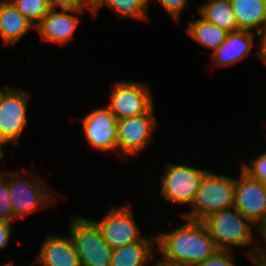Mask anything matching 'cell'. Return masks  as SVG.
<instances>
[{"label": "cell", "instance_id": "obj_1", "mask_svg": "<svg viewBox=\"0 0 266 266\" xmlns=\"http://www.w3.org/2000/svg\"><path fill=\"white\" fill-rule=\"evenodd\" d=\"M185 220L183 225L156 235V250L163 256L155 262L197 266L218 250L203 221Z\"/></svg>", "mask_w": 266, "mask_h": 266}, {"label": "cell", "instance_id": "obj_2", "mask_svg": "<svg viewBox=\"0 0 266 266\" xmlns=\"http://www.w3.org/2000/svg\"><path fill=\"white\" fill-rule=\"evenodd\" d=\"M206 225L211 238L218 250L234 251V246L253 247L247 249L245 255L252 257L256 254L257 244L254 242L258 240L255 238V225L247 218H245L235 207L224 209L210 214L203 220ZM252 225L254 227H252Z\"/></svg>", "mask_w": 266, "mask_h": 266}, {"label": "cell", "instance_id": "obj_3", "mask_svg": "<svg viewBox=\"0 0 266 266\" xmlns=\"http://www.w3.org/2000/svg\"><path fill=\"white\" fill-rule=\"evenodd\" d=\"M235 179L208 171L194 200L191 210L182 213L185 219L203 221L210 214L234 207Z\"/></svg>", "mask_w": 266, "mask_h": 266}, {"label": "cell", "instance_id": "obj_4", "mask_svg": "<svg viewBox=\"0 0 266 266\" xmlns=\"http://www.w3.org/2000/svg\"><path fill=\"white\" fill-rule=\"evenodd\" d=\"M69 235L82 266H110L112 249L104 241L93 220L74 216L69 224Z\"/></svg>", "mask_w": 266, "mask_h": 266}, {"label": "cell", "instance_id": "obj_5", "mask_svg": "<svg viewBox=\"0 0 266 266\" xmlns=\"http://www.w3.org/2000/svg\"><path fill=\"white\" fill-rule=\"evenodd\" d=\"M25 176H31V174L19 175V172H7L9 199L14 220L54 202L52 192L46 189L42 180L32 177L34 182H31Z\"/></svg>", "mask_w": 266, "mask_h": 266}, {"label": "cell", "instance_id": "obj_6", "mask_svg": "<svg viewBox=\"0 0 266 266\" xmlns=\"http://www.w3.org/2000/svg\"><path fill=\"white\" fill-rule=\"evenodd\" d=\"M127 204L114 206L100 221H93L112 250L137 241H156V235L150 240L140 234L139 226L131 211L132 205L129 201Z\"/></svg>", "mask_w": 266, "mask_h": 266}, {"label": "cell", "instance_id": "obj_7", "mask_svg": "<svg viewBox=\"0 0 266 266\" xmlns=\"http://www.w3.org/2000/svg\"><path fill=\"white\" fill-rule=\"evenodd\" d=\"M165 167L164 175H160L162 197L173 203L191 205L202 179L209 170L172 163L166 164Z\"/></svg>", "mask_w": 266, "mask_h": 266}, {"label": "cell", "instance_id": "obj_8", "mask_svg": "<svg viewBox=\"0 0 266 266\" xmlns=\"http://www.w3.org/2000/svg\"><path fill=\"white\" fill-rule=\"evenodd\" d=\"M112 89L107 107L118 120L148 113L154 106L148 85L121 80Z\"/></svg>", "mask_w": 266, "mask_h": 266}, {"label": "cell", "instance_id": "obj_9", "mask_svg": "<svg viewBox=\"0 0 266 266\" xmlns=\"http://www.w3.org/2000/svg\"><path fill=\"white\" fill-rule=\"evenodd\" d=\"M30 94L11 87L0 101V138L7 145L18 144V139L27 126V106Z\"/></svg>", "mask_w": 266, "mask_h": 266}, {"label": "cell", "instance_id": "obj_10", "mask_svg": "<svg viewBox=\"0 0 266 266\" xmlns=\"http://www.w3.org/2000/svg\"><path fill=\"white\" fill-rule=\"evenodd\" d=\"M153 113L154 107L148 113L117 121V146L122 156H138L152 141L157 122Z\"/></svg>", "mask_w": 266, "mask_h": 266}, {"label": "cell", "instance_id": "obj_11", "mask_svg": "<svg viewBox=\"0 0 266 266\" xmlns=\"http://www.w3.org/2000/svg\"><path fill=\"white\" fill-rule=\"evenodd\" d=\"M234 207L256 227L266 218V188L242 170L235 178Z\"/></svg>", "mask_w": 266, "mask_h": 266}, {"label": "cell", "instance_id": "obj_12", "mask_svg": "<svg viewBox=\"0 0 266 266\" xmlns=\"http://www.w3.org/2000/svg\"><path fill=\"white\" fill-rule=\"evenodd\" d=\"M87 143L100 151L116 150L118 119L108 107L95 109L82 118Z\"/></svg>", "mask_w": 266, "mask_h": 266}, {"label": "cell", "instance_id": "obj_13", "mask_svg": "<svg viewBox=\"0 0 266 266\" xmlns=\"http://www.w3.org/2000/svg\"><path fill=\"white\" fill-rule=\"evenodd\" d=\"M84 10L61 9L51 10L41 19L35 29L41 35L44 41L57 44H66L70 41L75 33L80 19L77 14L83 13Z\"/></svg>", "mask_w": 266, "mask_h": 266}, {"label": "cell", "instance_id": "obj_14", "mask_svg": "<svg viewBox=\"0 0 266 266\" xmlns=\"http://www.w3.org/2000/svg\"><path fill=\"white\" fill-rule=\"evenodd\" d=\"M41 266H82L80 258L69 237L47 235L40 247L33 265Z\"/></svg>", "mask_w": 266, "mask_h": 266}, {"label": "cell", "instance_id": "obj_15", "mask_svg": "<svg viewBox=\"0 0 266 266\" xmlns=\"http://www.w3.org/2000/svg\"><path fill=\"white\" fill-rule=\"evenodd\" d=\"M255 34L250 31L237 30L228 32L224 42L212 52L211 59L215 66H227L243 60L250 54Z\"/></svg>", "mask_w": 266, "mask_h": 266}, {"label": "cell", "instance_id": "obj_16", "mask_svg": "<svg viewBox=\"0 0 266 266\" xmlns=\"http://www.w3.org/2000/svg\"><path fill=\"white\" fill-rule=\"evenodd\" d=\"M230 2L238 30L255 32L257 36L266 30V0H230Z\"/></svg>", "mask_w": 266, "mask_h": 266}, {"label": "cell", "instance_id": "obj_17", "mask_svg": "<svg viewBox=\"0 0 266 266\" xmlns=\"http://www.w3.org/2000/svg\"><path fill=\"white\" fill-rule=\"evenodd\" d=\"M35 28L9 0H0V36L4 44H16Z\"/></svg>", "mask_w": 266, "mask_h": 266}, {"label": "cell", "instance_id": "obj_18", "mask_svg": "<svg viewBox=\"0 0 266 266\" xmlns=\"http://www.w3.org/2000/svg\"><path fill=\"white\" fill-rule=\"evenodd\" d=\"M156 241H137L112 251L110 266H147L154 260Z\"/></svg>", "mask_w": 266, "mask_h": 266}, {"label": "cell", "instance_id": "obj_19", "mask_svg": "<svg viewBox=\"0 0 266 266\" xmlns=\"http://www.w3.org/2000/svg\"><path fill=\"white\" fill-rule=\"evenodd\" d=\"M198 13L208 22L227 32L238 30V23L230 0H209L199 7Z\"/></svg>", "mask_w": 266, "mask_h": 266}, {"label": "cell", "instance_id": "obj_20", "mask_svg": "<svg viewBox=\"0 0 266 266\" xmlns=\"http://www.w3.org/2000/svg\"><path fill=\"white\" fill-rule=\"evenodd\" d=\"M187 34L198 44L213 52L224 42L228 32L219 28L204 18L191 20L188 24Z\"/></svg>", "mask_w": 266, "mask_h": 266}, {"label": "cell", "instance_id": "obj_21", "mask_svg": "<svg viewBox=\"0 0 266 266\" xmlns=\"http://www.w3.org/2000/svg\"><path fill=\"white\" fill-rule=\"evenodd\" d=\"M102 6H107L123 18L128 17L145 21L148 15L149 0H100L91 13L96 16Z\"/></svg>", "mask_w": 266, "mask_h": 266}, {"label": "cell", "instance_id": "obj_22", "mask_svg": "<svg viewBox=\"0 0 266 266\" xmlns=\"http://www.w3.org/2000/svg\"><path fill=\"white\" fill-rule=\"evenodd\" d=\"M16 9L36 27L51 10L49 0H9Z\"/></svg>", "mask_w": 266, "mask_h": 266}, {"label": "cell", "instance_id": "obj_23", "mask_svg": "<svg viewBox=\"0 0 266 266\" xmlns=\"http://www.w3.org/2000/svg\"><path fill=\"white\" fill-rule=\"evenodd\" d=\"M0 221L14 222L11 201L9 199L7 172H0Z\"/></svg>", "mask_w": 266, "mask_h": 266}, {"label": "cell", "instance_id": "obj_24", "mask_svg": "<svg viewBox=\"0 0 266 266\" xmlns=\"http://www.w3.org/2000/svg\"><path fill=\"white\" fill-rule=\"evenodd\" d=\"M240 168L250 178L263 183L266 180V151L251 159L248 164L241 163Z\"/></svg>", "mask_w": 266, "mask_h": 266}, {"label": "cell", "instance_id": "obj_25", "mask_svg": "<svg viewBox=\"0 0 266 266\" xmlns=\"http://www.w3.org/2000/svg\"><path fill=\"white\" fill-rule=\"evenodd\" d=\"M233 253L234 251L230 250H217L210 258L197 266H236Z\"/></svg>", "mask_w": 266, "mask_h": 266}, {"label": "cell", "instance_id": "obj_26", "mask_svg": "<svg viewBox=\"0 0 266 266\" xmlns=\"http://www.w3.org/2000/svg\"><path fill=\"white\" fill-rule=\"evenodd\" d=\"M165 11L176 21L179 20L182 10L187 5L188 0H157ZM152 0H149V4Z\"/></svg>", "mask_w": 266, "mask_h": 266}, {"label": "cell", "instance_id": "obj_27", "mask_svg": "<svg viewBox=\"0 0 266 266\" xmlns=\"http://www.w3.org/2000/svg\"><path fill=\"white\" fill-rule=\"evenodd\" d=\"M50 7L68 10H86L89 6L83 0H49Z\"/></svg>", "mask_w": 266, "mask_h": 266}, {"label": "cell", "instance_id": "obj_28", "mask_svg": "<svg viewBox=\"0 0 266 266\" xmlns=\"http://www.w3.org/2000/svg\"><path fill=\"white\" fill-rule=\"evenodd\" d=\"M12 234V224L10 222L0 221V249L5 248L10 241Z\"/></svg>", "mask_w": 266, "mask_h": 266}, {"label": "cell", "instance_id": "obj_29", "mask_svg": "<svg viewBox=\"0 0 266 266\" xmlns=\"http://www.w3.org/2000/svg\"><path fill=\"white\" fill-rule=\"evenodd\" d=\"M255 229H256V234L260 235V237L264 239L263 242H265L264 248L261 245L262 249L257 245L256 254L266 256V218L260 224H258L257 228Z\"/></svg>", "mask_w": 266, "mask_h": 266}, {"label": "cell", "instance_id": "obj_30", "mask_svg": "<svg viewBox=\"0 0 266 266\" xmlns=\"http://www.w3.org/2000/svg\"><path fill=\"white\" fill-rule=\"evenodd\" d=\"M258 37L260 38V42H256V44H259L256 56L266 64V30L258 35Z\"/></svg>", "mask_w": 266, "mask_h": 266}, {"label": "cell", "instance_id": "obj_31", "mask_svg": "<svg viewBox=\"0 0 266 266\" xmlns=\"http://www.w3.org/2000/svg\"><path fill=\"white\" fill-rule=\"evenodd\" d=\"M254 266H266V256L255 254L250 258Z\"/></svg>", "mask_w": 266, "mask_h": 266}, {"label": "cell", "instance_id": "obj_32", "mask_svg": "<svg viewBox=\"0 0 266 266\" xmlns=\"http://www.w3.org/2000/svg\"><path fill=\"white\" fill-rule=\"evenodd\" d=\"M88 6L89 11L92 12V9L98 4L100 0H83Z\"/></svg>", "mask_w": 266, "mask_h": 266}, {"label": "cell", "instance_id": "obj_33", "mask_svg": "<svg viewBox=\"0 0 266 266\" xmlns=\"http://www.w3.org/2000/svg\"><path fill=\"white\" fill-rule=\"evenodd\" d=\"M158 266H196V265H184V264H171V263H166V262H154Z\"/></svg>", "mask_w": 266, "mask_h": 266}, {"label": "cell", "instance_id": "obj_34", "mask_svg": "<svg viewBox=\"0 0 266 266\" xmlns=\"http://www.w3.org/2000/svg\"><path fill=\"white\" fill-rule=\"evenodd\" d=\"M10 86L5 85L3 87V89L0 87V101L3 99V97L5 96V94L10 90Z\"/></svg>", "mask_w": 266, "mask_h": 266}, {"label": "cell", "instance_id": "obj_35", "mask_svg": "<svg viewBox=\"0 0 266 266\" xmlns=\"http://www.w3.org/2000/svg\"><path fill=\"white\" fill-rule=\"evenodd\" d=\"M6 144L3 142V140L0 138V161L4 157L3 155V147H5Z\"/></svg>", "mask_w": 266, "mask_h": 266}, {"label": "cell", "instance_id": "obj_36", "mask_svg": "<svg viewBox=\"0 0 266 266\" xmlns=\"http://www.w3.org/2000/svg\"><path fill=\"white\" fill-rule=\"evenodd\" d=\"M14 264H13V262H8L7 264H1L0 266H13Z\"/></svg>", "mask_w": 266, "mask_h": 266}, {"label": "cell", "instance_id": "obj_37", "mask_svg": "<svg viewBox=\"0 0 266 266\" xmlns=\"http://www.w3.org/2000/svg\"><path fill=\"white\" fill-rule=\"evenodd\" d=\"M263 184H264V187L266 188V180L263 182Z\"/></svg>", "mask_w": 266, "mask_h": 266}]
</instances>
